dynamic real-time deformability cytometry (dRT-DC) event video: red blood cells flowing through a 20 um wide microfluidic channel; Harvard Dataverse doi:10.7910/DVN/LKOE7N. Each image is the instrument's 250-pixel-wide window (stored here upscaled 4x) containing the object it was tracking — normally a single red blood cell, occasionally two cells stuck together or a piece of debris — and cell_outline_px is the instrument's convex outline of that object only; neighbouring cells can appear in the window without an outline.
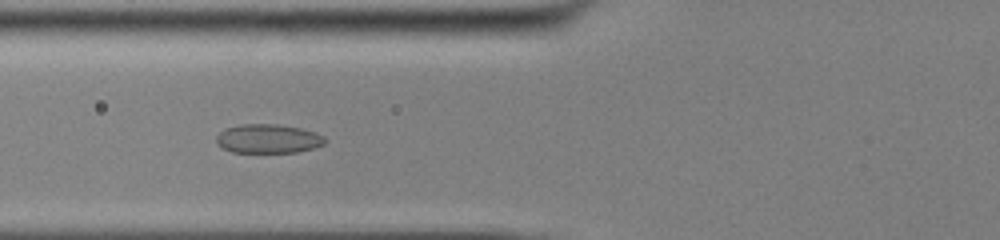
{"species": "common noctule bat (a hibernating species)", "species_latin": "Nyctalus noctula", "temperature_condition": "cold", "stored_images_in_passage": 46, "camera_frame_rate_fps": 3000, "um_per_image_px": 0.085, "animal": {"sex": "male", "body_mass_g": 13.0, "forearm_length_mm": 53.1}, "frame": {"image": 1, "passage_image": 14, "time_ms": 4.333, "image_size_px": [1000, 240], "cell_outline_px": [[328, 140], [324, 144], [312, 148], [296, 152], [232, 152], [220, 148], [216, 140], [216, 136], [224, 128], [240, 124], [276, 124], [300, 128], [316, 132], [324, 136]], "centroid_in_image_um": [22.77, 11.78], "position_along_channel_um": 103.0, "area_um2": 18.5}}
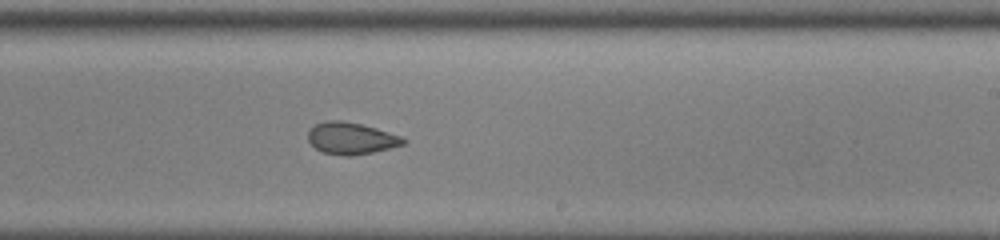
{"frame": {"image": 2, "passage_image": 26, "time_ms": 8.333, "image_size_px": [1000, 240], "cell_outline_px": [[408, 140], [404, 144], [372, 152], [352, 156], [340, 156], [324, 152], [316, 148], [308, 140], [308, 132], [316, 124], [328, 120], [340, 120], [360, 124], [376, 128], [400, 136]], "centroid_in_image_um": [29.84, 11.76], "position_along_channel_um": 259.2, "area_um2": 17.46}}
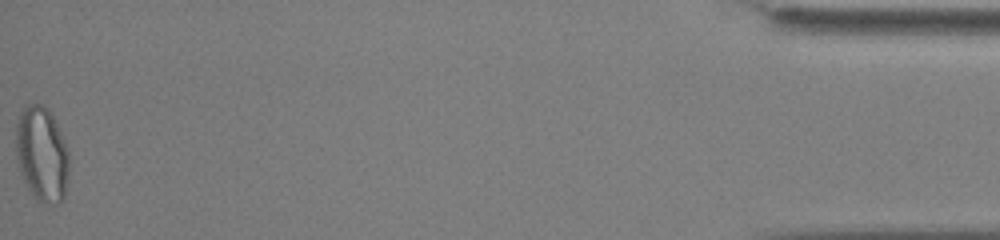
{"frame": {"image": 3, "passage_image": 46, "time_ms": 15.0, "image_size_px": [1000, 240], "cell_outline_px": [[68, 176], [64, 200], [60, 204], [44, 204], [24, 184], [20, 172], [16, 156], [16, 124], [20, 112], [28, 104], [44, 104], [48, 108], [64, 140], [68, 152]], "centroid_in_image_um": [3.55, 13.11], "position_along_channel_um": 431.6, "area_um2": 29.48}, "authors_computed_cell_mechanics": {"area_um2": 19.3052, "velocity_mm_per_s": 3.9002, "shape_relaxation_time_tau1_ms": null, "shape_relaxation_time_tau2_ms": 1.8747, "deformation_change_tau1": null, "deformation_change_tau2": 0.0589}}